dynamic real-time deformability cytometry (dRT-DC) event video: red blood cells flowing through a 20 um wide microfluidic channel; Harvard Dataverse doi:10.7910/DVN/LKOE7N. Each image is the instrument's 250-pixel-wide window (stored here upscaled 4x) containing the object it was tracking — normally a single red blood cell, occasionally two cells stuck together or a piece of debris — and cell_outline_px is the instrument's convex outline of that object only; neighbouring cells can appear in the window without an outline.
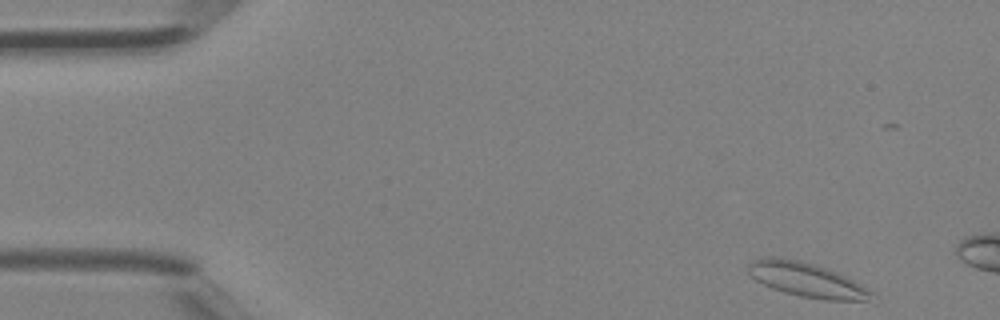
{"species": "Egyptian fruit bat (a non-hibernating species)", "species_latin": "Rousettus aegyptiacus", "temperature_condition": "room temperature", "stored_images_in_passage": 6, "camera_frame_rate_fps": 3000, "um_per_image_px": 0.085, "animal": {"sex": "female"}, "frame": {"image": 1, "passage_image": 1, "time_ms": 0.0, "image_size_px": [1000, 320], "cell_outline_px": [[872, 292], [868, 300], [824, 300], [800, 296], [784, 292], [772, 288], [756, 280], [748, 272], [748, 264], [756, 260], [768, 256], [772, 256], [800, 260], [836, 272], [860, 284]], "centroid_in_image_um": [68.51, 23.78], "position_along_channel_um": 16.5, "area_um2": 24.04}}